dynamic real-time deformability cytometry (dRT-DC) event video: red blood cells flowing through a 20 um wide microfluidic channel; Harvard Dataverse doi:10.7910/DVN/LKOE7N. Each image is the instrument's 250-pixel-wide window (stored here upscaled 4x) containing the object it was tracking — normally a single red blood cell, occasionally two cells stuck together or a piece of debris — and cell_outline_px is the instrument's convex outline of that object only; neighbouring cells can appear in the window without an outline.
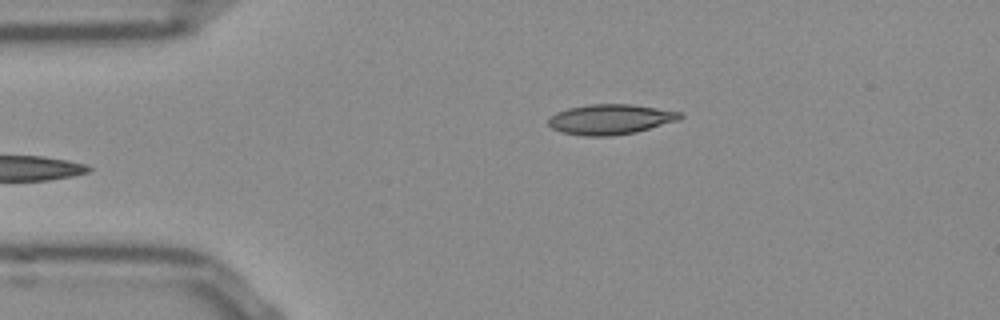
{"species": "Egyptian fruit bat (a non-hibernating species)", "species_latin": "Rousettus aegyptiacus", "temperature_condition": "room temperature", "stored_images_in_passage": 36, "camera_frame_rate_fps": 3000, "um_per_image_px": 0.085, "frame": {"image": 1, "passage_image": 1, "time_ms": 0.0, "image_size_px": [1000, 320], "cell_outline_px": [[684, 116], [680, 120], [636, 132], [612, 136], [584, 136], [560, 132], [552, 128], [548, 124], [548, 116], [556, 112], [568, 108], [588, 104], [632, 104], [680, 112]], "centroid_in_image_um": [51.86, 10.14], "position_along_channel_um": 33.1, "area_um2": 23.35}}
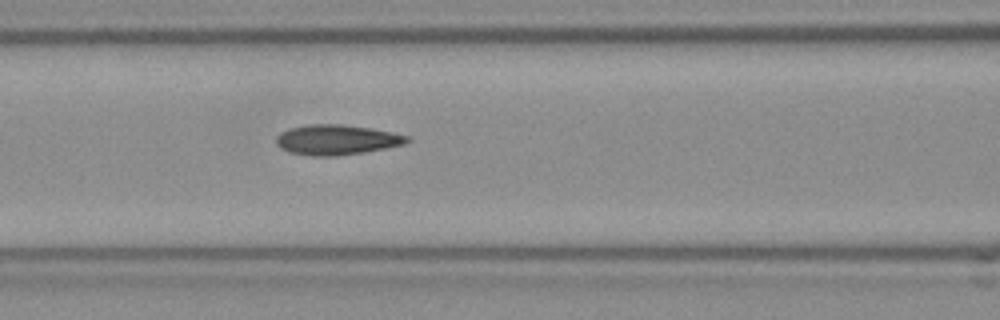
{"frame": {"image": 2, "passage_image": 12, "time_ms": 3.667, "image_size_px": [1000, 320], "cell_outline_px": [[412, 140], [404, 144], [364, 152], [336, 156], [316, 156], [292, 152], [280, 148], [276, 144], [276, 136], [280, 132], [288, 128], [308, 124], [344, 124], [372, 128], [392, 132], [408, 136]], "centroid_in_image_um": [28.61, 11.86], "position_along_channel_um": 138.0, "area_um2": 23.0}}
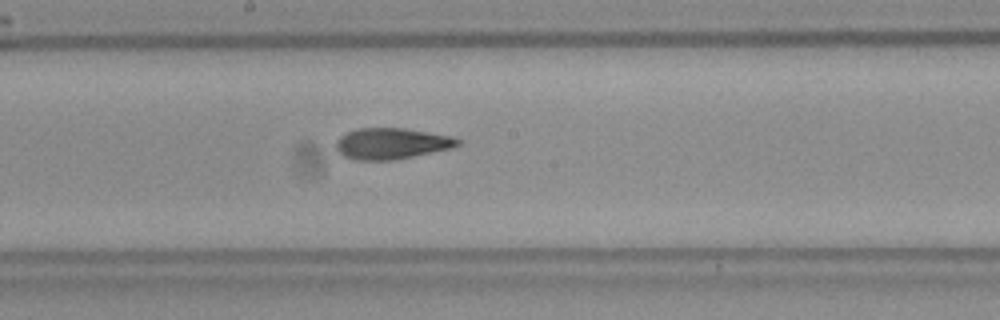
{"frame": {"image": 3, "passage_image": 18, "time_ms": 5.667, "image_size_px": [1000, 320], "cell_outline_px": [[460, 144], [452, 148], [392, 160], [356, 160], [344, 156], [336, 148], [336, 140], [340, 136], [356, 128], [404, 128], [452, 136], [460, 140]], "centroid_in_image_um": [33.27, 12.19], "position_along_channel_um": 214.9, "area_um2": 21.91}, "authors_computed_cell_mechanics": {"area_um2": 22.4842, "velocity_mm_per_s": 3.8489, "shape_relaxation_time_tau1_ms": 9.6595, "shape_relaxation_time_tau2_ms": 2.3037, "deformation_change_tau1": 0.249, "deformation_change_tau2": 0.0908}}